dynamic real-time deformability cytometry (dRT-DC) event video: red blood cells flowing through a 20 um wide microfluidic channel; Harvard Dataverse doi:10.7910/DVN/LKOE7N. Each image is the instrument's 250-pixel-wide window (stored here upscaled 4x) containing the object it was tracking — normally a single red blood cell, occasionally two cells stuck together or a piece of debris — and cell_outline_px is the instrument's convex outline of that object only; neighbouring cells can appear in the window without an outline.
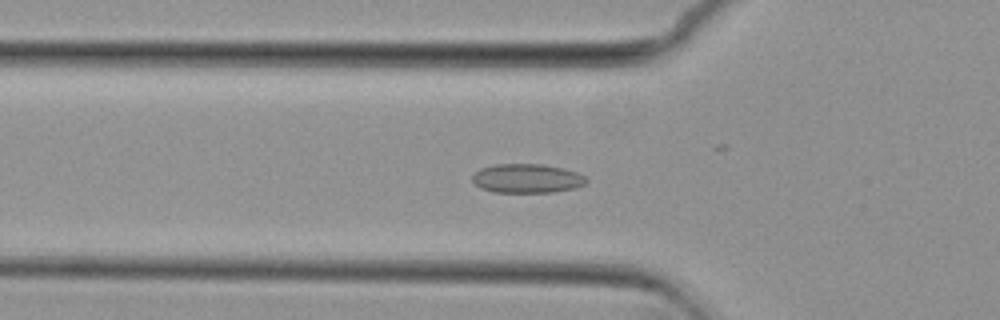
{"species": "common noctule bat (a hibernating species)", "species_latin": "Nyctalus noctula", "temperature_condition": "cold", "stored_images_in_passage": 42, "camera_frame_rate_fps": 3000, "um_per_image_px": 0.085, "animal": {"sex": "female", "body_mass_g": 29.2, "forearm_length_mm": 56.3}, "frame": {"image": 1, "passage_image": 5, "time_ms": 1.333, "image_size_px": [1000, 320], "cell_outline_px": [[584, 180], [580, 184], [568, 188], [544, 192], [500, 192], [484, 188], [476, 184], [476, 172], [484, 168], [504, 164], [532, 164], [556, 168], [572, 172], [580, 176]], "centroid_in_image_um": [44.7, 15.17], "position_along_channel_um": 81.1, "area_um2": 17.46}}
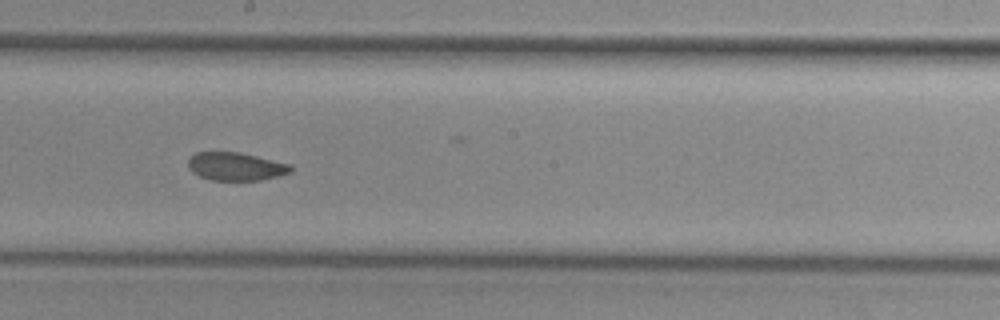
{"frame": {"image": 2, "passage_image": 17, "time_ms": 5.333, "image_size_px": [1000, 320], "cell_outline_px": [[292, 168], [288, 172], [272, 176], [252, 180], [216, 180], [204, 176], [196, 172], [188, 164], [188, 160], [192, 156], [200, 152], [232, 152], [252, 156], [288, 164]], "centroid_in_image_um": [20.0, 14.14], "position_along_channel_um": 228.2, "area_um2": 15.49}}
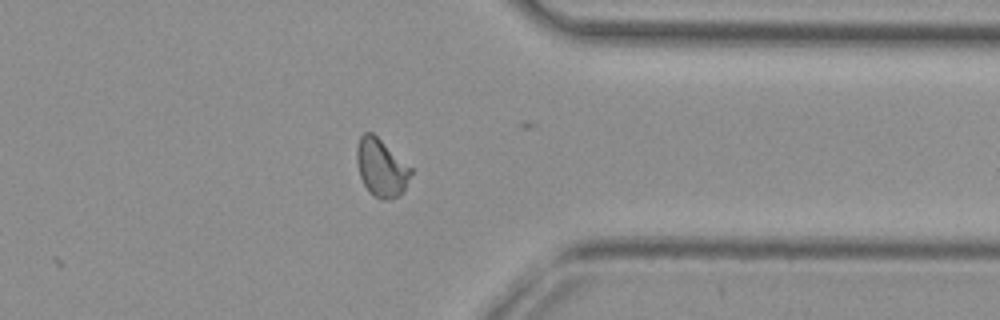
{"frame": {"image": 3, "passage_image": 30, "time_ms": 9.667, "image_size_px": [1000, 320], "cell_outline_px": [[412, 172], [404, 188], [396, 196], [376, 196], [364, 184], [360, 176], [360, 136], [364, 132], [372, 132], [412, 168]], "centroid_in_image_um": [32.46, 14.2], "position_along_channel_um": 378.9, "area_um2": 16.65}, "authors_computed_cell_mechanics": {"area_um2": 15.9239, "velocity_mm_per_s": 3.67, "shape_relaxation_time_tau1_ms": null, "shape_relaxation_time_tau2_ms": 4.0657, "deformation_change_tau1": null, "deformation_change_tau2": 0.0658}}